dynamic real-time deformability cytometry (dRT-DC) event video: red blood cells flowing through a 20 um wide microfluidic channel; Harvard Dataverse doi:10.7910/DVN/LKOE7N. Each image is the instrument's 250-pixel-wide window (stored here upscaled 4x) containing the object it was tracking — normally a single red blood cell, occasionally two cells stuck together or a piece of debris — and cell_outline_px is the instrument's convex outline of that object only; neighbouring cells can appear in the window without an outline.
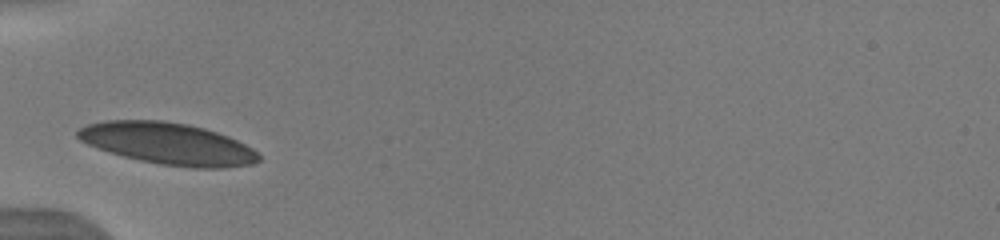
{"species": "human", "species_latin": "Homo sapiens", "temperature_condition": "warm", "stored_images_in_passage": 34, "camera_frame_rate_fps": 3000, "um_per_image_px": 0.085, "donor": {"sex": "male"}, "frame": {"image": 1, "passage_image": 1, "time_ms": 0.0, "image_size_px": [1000, 240], "cell_outline_px": [[260, 160], [252, 164], [224, 168], [192, 168], [160, 164], [140, 160], [124, 156], [88, 144], [80, 140], [76, 136], [76, 132], [80, 128], [88, 124], [104, 120], [164, 120], [188, 124], [204, 128], [228, 136], [252, 148], [260, 156]], "centroid_in_image_um": [14.29, 12.2], "position_along_channel_um": 70.7, "area_um2": 43.87}}
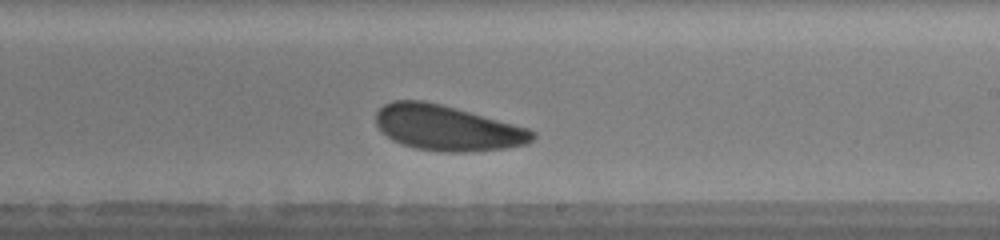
{"frame": {"image": 2, "passage_image": 15, "time_ms": 4.667, "image_size_px": [1000, 240], "cell_outline_px": [[536, 136], [528, 144], [504, 148], [468, 152], [444, 152], [416, 148], [392, 140], [376, 124], [376, 112], [384, 104], [392, 100], [424, 100], [456, 108], [528, 128], [536, 132]], "centroid_in_image_um": [38.02, 10.87], "position_along_channel_um": 251.0, "area_um2": 41.15}, "authors_computed_cell_mechanics": {"area_um2": 40.9802, "velocity_mm_per_s": 3.9006, "shape_relaxation_time_tau1_ms": 1.4502, "shape_relaxation_time_tau2_ms": null, "deformation_change_tau1": 0.0598, "deformation_change_tau2": null}}